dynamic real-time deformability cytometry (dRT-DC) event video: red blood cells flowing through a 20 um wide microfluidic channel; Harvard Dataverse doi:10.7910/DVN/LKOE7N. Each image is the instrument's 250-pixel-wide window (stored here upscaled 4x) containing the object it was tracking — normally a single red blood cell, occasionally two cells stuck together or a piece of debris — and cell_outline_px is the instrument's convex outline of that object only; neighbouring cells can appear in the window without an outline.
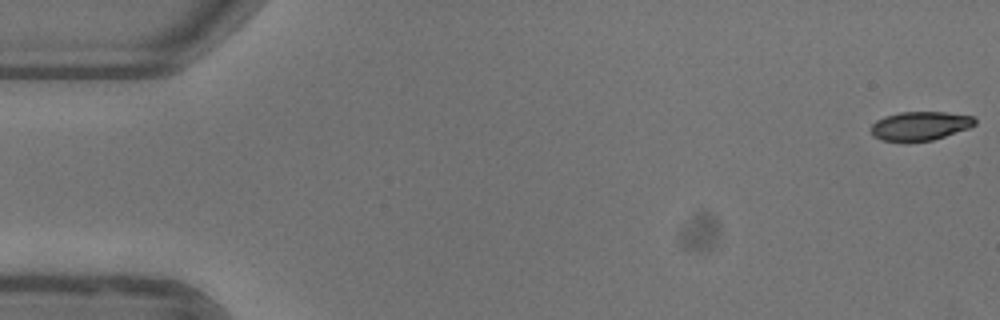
{"species": "common noctule bat (a hibernating species)", "species_latin": "Nyctalus noctula", "temperature_condition": "warm", "stored_images_in_passage": 53, "camera_frame_rate_fps": 3000, "um_per_image_px": 0.085, "animal": {"sex": "female"}, "frame": {"image": 1, "passage_image": 1, "time_ms": 0.0, "image_size_px": [1000, 320], "cell_outline_px": [[976, 124], [968, 128], [932, 140], [880, 140], [872, 136], [872, 124], [876, 120], [884, 116], [900, 112], [944, 112], [972, 116], [976, 120]], "centroid_in_image_um": [78.19, 10.68], "position_along_channel_um": 6.8, "area_um2": 17.11}}
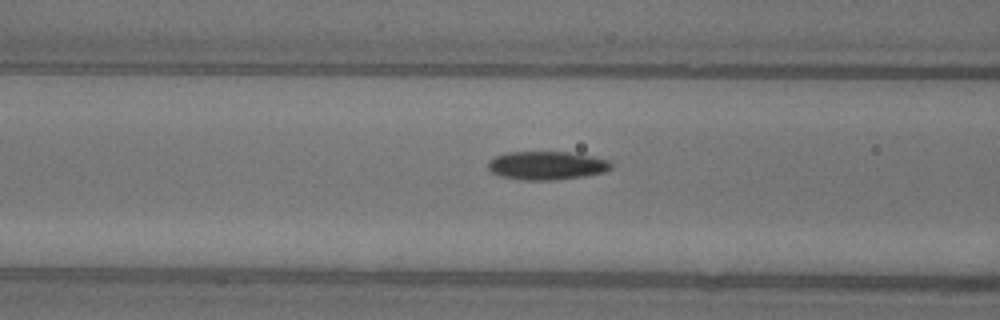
{"frame": {"image": 2, "passage_image": 21, "time_ms": 6.667, "image_size_px": [1000, 320], "cell_outline_px": [[612, 168], [604, 172], [584, 176], [556, 180], [520, 180], [500, 176], [492, 172], [488, 168], [488, 160], [496, 156], [508, 152], [568, 152], [592, 156], [612, 160]], "centroid_in_image_um": [46.49, 14.07], "position_along_channel_um": 120.1, "area_um2": 20.58}}
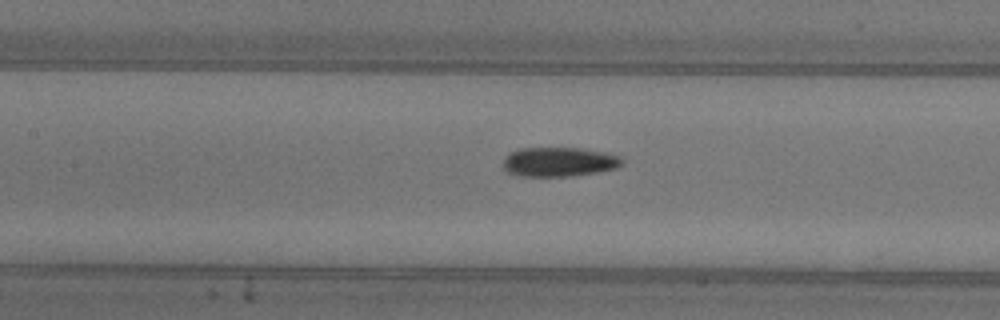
{"frame": {"image": 3, "passage_image": 24, "time_ms": 7.667, "image_size_px": [1000, 320], "cell_outline_px": [[624, 164], [616, 168], [596, 172], [572, 176], [520, 176], [508, 172], [504, 168], [504, 156], [508, 152], [520, 148], [580, 148], [604, 152], [620, 156], [624, 160]], "centroid_in_image_um": [47.52, 13.75], "position_along_channel_um": 159.9, "area_um2": 20.46}, "authors_computed_cell_mechanics": {"area_um2": 19.363, "velocity_mm_per_s": 3.9518, "shape_relaxation_time_tau1_ms": 4.2094, "shape_relaxation_time_tau2_ms": 2.5725, "deformation_change_tau1": 0.1554, "deformation_change_tau2": 0.0714}}